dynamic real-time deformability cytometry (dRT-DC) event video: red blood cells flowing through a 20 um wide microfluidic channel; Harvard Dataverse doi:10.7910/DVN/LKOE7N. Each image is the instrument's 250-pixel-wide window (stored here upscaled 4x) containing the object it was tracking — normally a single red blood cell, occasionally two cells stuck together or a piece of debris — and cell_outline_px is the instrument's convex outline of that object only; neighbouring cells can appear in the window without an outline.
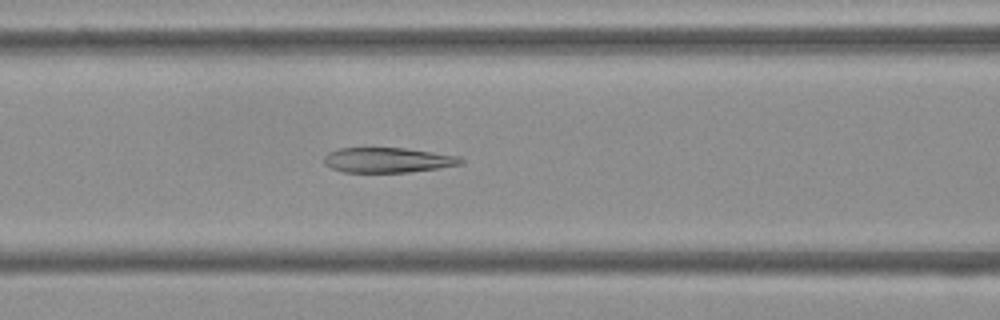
{"species": "Egyptian fruit bat (a non-hibernating species)", "species_latin": "Rousettus aegyptiacus", "temperature_condition": "cold", "stored_images_in_passage": 51, "camera_frame_rate_fps": 3000, "um_per_image_px": 0.085, "frame": {"image": 1, "passage_image": 20, "time_ms": 6.333, "image_size_px": [1000, 320], "cell_outline_px": [[464, 164], [408, 172], [344, 172], [332, 168], [324, 164], [324, 156], [328, 152], [340, 148], [404, 148], [460, 156], [464, 160]], "centroid_in_image_um": [32.96, 13.6], "position_along_channel_um": 133.6, "area_um2": 19.88}}
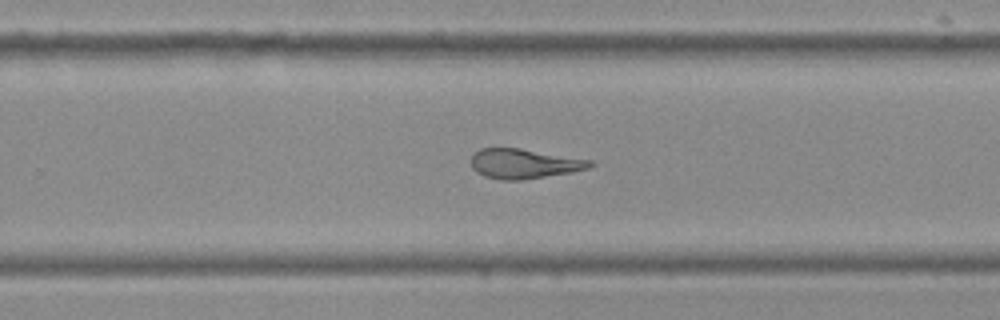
{"frame": {"image": 2, "passage_image": 32, "time_ms": 10.333, "image_size_px": [1000, 320], "cell_outline_px": [[596, 164], [588, 168], [572, 172], [520, 180], [500, 180], [484, 176], [476, 172], [472, 168], [472, 156], [480, 148], [520, 148], [592, 160]], "centroid_in_image_um": [44.56, 13.91], "position_along_channel_um": 285.2, "area_um2": 20.58}}
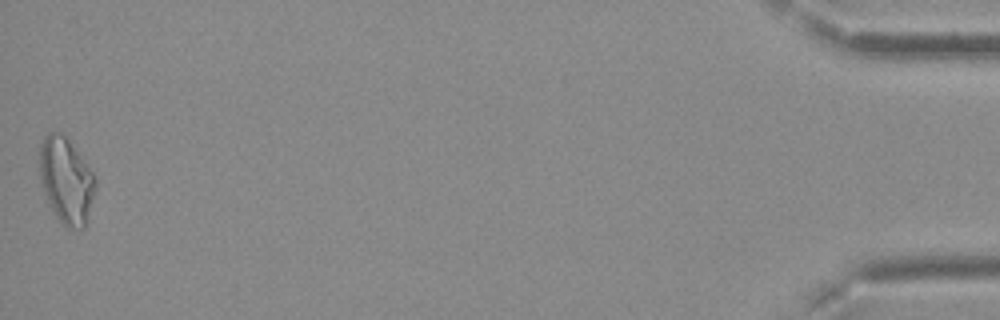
{"frame": {"image": 3, "passage_image": 51, "time_ms": 16.667, "image_size_px": [1000, 320], "cell_outline_px": [[96, 188], [84, 228], [68, 228], [56, 216], [44, 200], [40, 184], [40, 144], [44, 136], [48, 132], [60, 132], [68, 140], [92, 172], [96, 180]], "centroid_in_image_um": [5.59, 15.36], "position_along_channel_um": 429.6, "area_um2": 27.86}, "authors_computed_cell_mechanics": {"area_um2": 22.6576, "velocity_mm_per_s": 3.8027, "shape_relaxation_time_tau1_ms": null, "shape_relaxation_time_tau2_ms": 3.9169, "deformation_change_tau1": null, "deformation_change_tau2": 0.1139}}